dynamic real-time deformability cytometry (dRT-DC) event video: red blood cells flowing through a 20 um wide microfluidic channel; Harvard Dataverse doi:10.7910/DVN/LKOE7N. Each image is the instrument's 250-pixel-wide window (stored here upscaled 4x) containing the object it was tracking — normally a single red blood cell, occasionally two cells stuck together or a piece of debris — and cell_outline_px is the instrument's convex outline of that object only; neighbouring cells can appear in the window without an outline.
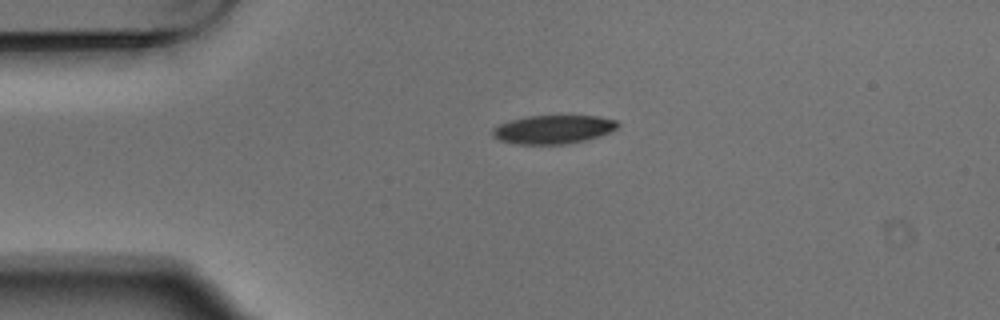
{"species": "Egyptian fruit bat (a non-hibernating species)", "species_latin": "Rousettus aegyptiacus", "temperature_condition": "warm", "stored_images_in_passage": 2, "camera_frame_rate_fps": 3000, "um_per_image_px": 0.085, "animal": {"sex": "male"}, "frame": {"image": 1, "passage_image": 1, "time_ms": 0.0, "image_size_px": [1000, 320], "cell_outline_px": [[620, 124], [616, 128], [600, 136], [584, 140], [564, 144], [516, 144], [500, 140], [492, 136], [492, 128], [500, 124], [512, 120], [528, 116], [600, 116], [616, 120]], "centroid_in_image_um": [47.02, 11.0], "position_along_channel_um": 38.0, "area_um2": 20.69}}